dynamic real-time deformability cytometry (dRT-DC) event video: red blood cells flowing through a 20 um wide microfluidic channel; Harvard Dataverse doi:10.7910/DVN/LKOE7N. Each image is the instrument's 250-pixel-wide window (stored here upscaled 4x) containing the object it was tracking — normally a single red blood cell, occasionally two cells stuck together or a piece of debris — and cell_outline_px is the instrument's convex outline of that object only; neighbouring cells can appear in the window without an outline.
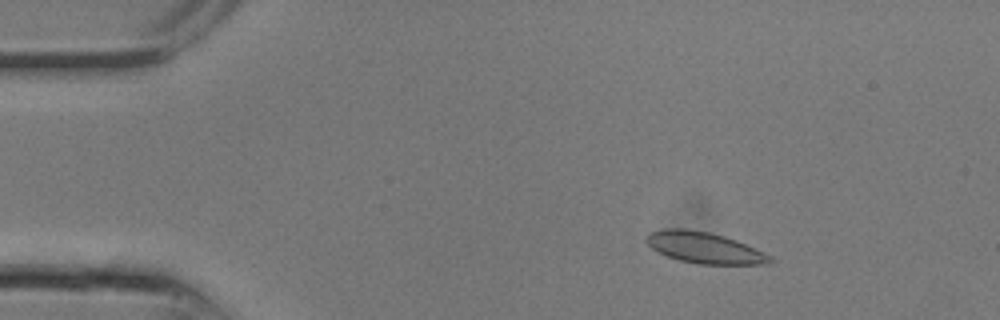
{"species": "common noctule bat (a hibernating species)", "species_latin": "Nyctalus noctula", "temperature_condition": "room temperature", "stored_images_in_passage": 17, "camera_frame_rate_fps": 3000, "um_per_image_px": 0.085, "animal": {"sex": "male", "body_mass_g": 13.3}, "frame": {"image": 1, "passage_image": 4, "time_ms": 1.0, "image_size_px": [1000, 320], "cell_outline_px": [[772, 260], [768, 264], [700, 264], [680, 260], [656, 252], [644, 240], [644, 236], [648, 232], [664, 228], [684, 228], [708, 232], [724, 236], [736, 240], [764, 252], [772, 256]], "centroid_in_image_um": [59.82, 21.04], "position_along_channel_um": 25.2, "area_um2": 22.54}}
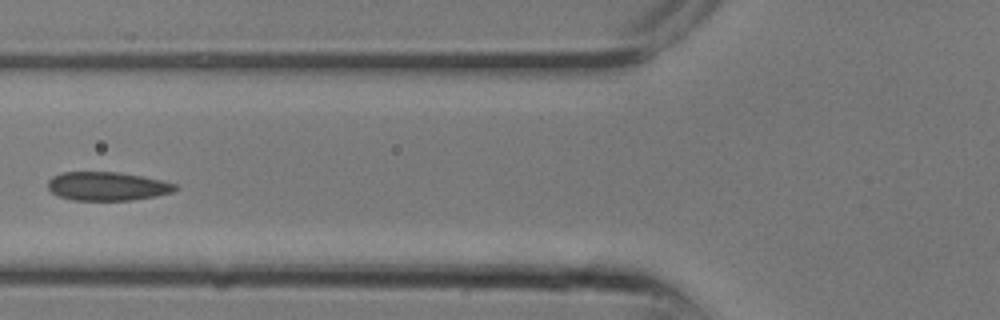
{"frame": {"image": 2, "passage_image": 10, "time_ms": 3.0, "image_size_px": [1000, 320], "cell_outline_px": [[176, 188], [172, 192], [156, 196], [132, 200], [72, 200], [56, 196], [48, 188], [48, 180], [52, 176], [64, 172], [116, 172], [140, 176], [160, 180], [176, 184]], "centroid_in_image_um": [9.07, 15.84], "position_along_channel_um": 116.7, "area_um2": 21.15}}
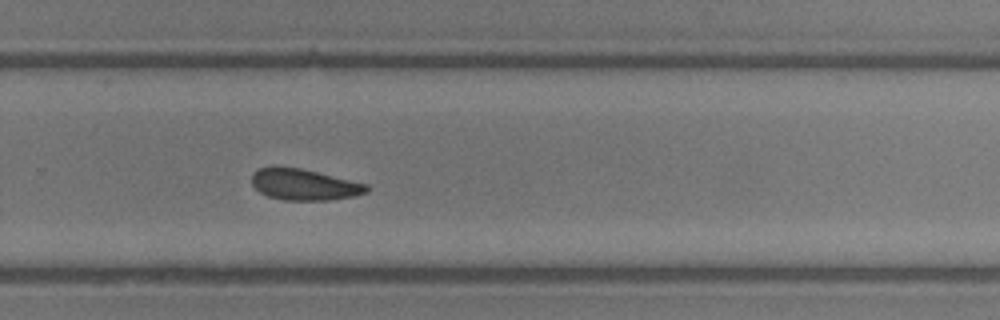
{"frame": {"image": 3, "passage_image": 17, "time_ms": 5.333, "image_size_px": [1000, 320], "cell_outline_px": [[368, 192], [356, 196], [332, 200], [284, 200], [268, 196], [260, 192], [252, 184], [252, 172], [260, 168], [300, 168], [368, 184]], "centroid_in_image_um": [25.89, 15.71], "position_along_channel_um": 303.9, "area_um2": 20.63}}